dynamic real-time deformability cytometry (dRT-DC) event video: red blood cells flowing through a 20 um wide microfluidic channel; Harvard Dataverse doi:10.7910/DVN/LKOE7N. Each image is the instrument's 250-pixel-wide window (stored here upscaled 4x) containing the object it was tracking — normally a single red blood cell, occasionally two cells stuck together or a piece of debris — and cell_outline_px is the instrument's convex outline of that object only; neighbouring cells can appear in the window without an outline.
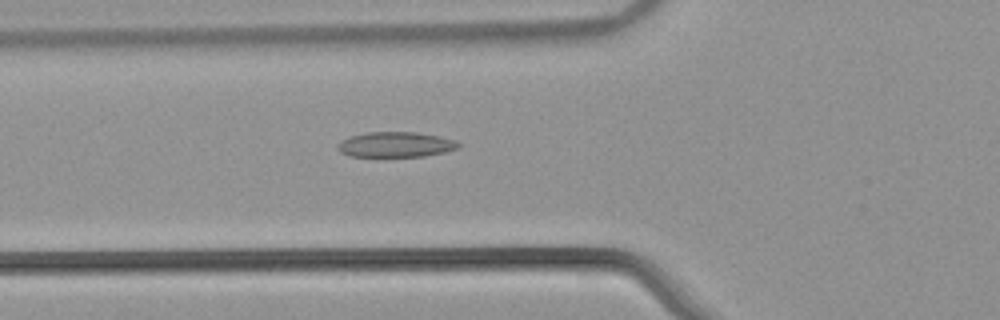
{"species": "common noctule bat (a hibernating species)", "species_latin": "Nyctalus noctula", "temperature_condition": "warm", "stored_images_in_passage": 52, "camera_frame_rate_fps": 3000, "um_per_image_px": 0.085, "animal": {"sex": "male", "body_mass_g": 21.5, "forearm_length_mm": 52.0}, "frame": {"image": 1, "passage_image": 19, "time_ms": 6.0, "image_size_px": [1000, 320], "cell_outline_px": [[460, 148], [444, 152], [424, 156], [348, 156], [340, 152], [336, 148], [336, 144], [348, 136], [368, 132], [416, 132], [440, 136], [456, 140], [460, 144]], "centroid_in_image_um": [33.62, 12.28], "position_along_channel_um": 92.2, "area_um2": 17.92}}
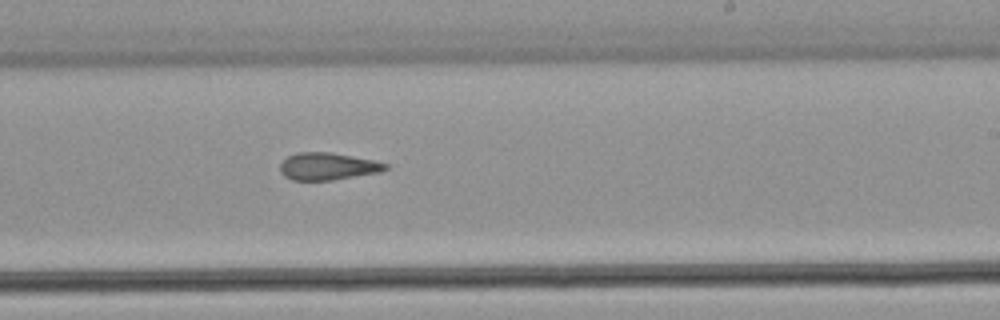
{"frame": {"image": 2, "passage_image": 32, "time_ms": 10.333, "image_size_px": [1000, 320], "cell_outline_px": [[388, 168], [380, 172], [332, 180], [292, 180], [284, 176], [280, 172], [280, 164], [288, 156], [296, 152], [332, 152], [376, 160], [388, 164]], "centroid_in_image_um": [27.86, 14.13], "position_along_channel_um": 261.1, "area_um2": 16.88}}
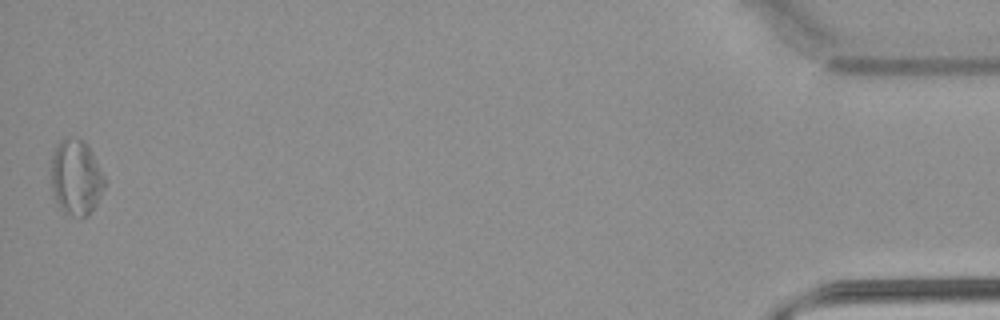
{"frame": {"image": 3, "passage_image": 52, "time_ms": 17.0, "image_size_px": [1000, 320], "cell_outline_px": [[104, 188], [96, 204], [88, 216], [72, 216], [64, 212], [60, 208], [52, 192], [52, 152], [56, 144], [64, 136], [68, 136], [84, 140], [92, 152], [104, 176]], "centroid_in_image_um": [6.45, 15.05], "position_along_channel_um": 428.8, "area_um2": 23.52}, "authors_computed_cell_mechanics": {"area_um2": 18.2937, "velocity_mm_per_s": 3.8956, "shape_relaxation_time_tau1_ms": null, "shape_relaxation_time_tau2_ms": 2.8844, "deformation_change_tau1": null, "deformation_change_tau2": 0.1137}}